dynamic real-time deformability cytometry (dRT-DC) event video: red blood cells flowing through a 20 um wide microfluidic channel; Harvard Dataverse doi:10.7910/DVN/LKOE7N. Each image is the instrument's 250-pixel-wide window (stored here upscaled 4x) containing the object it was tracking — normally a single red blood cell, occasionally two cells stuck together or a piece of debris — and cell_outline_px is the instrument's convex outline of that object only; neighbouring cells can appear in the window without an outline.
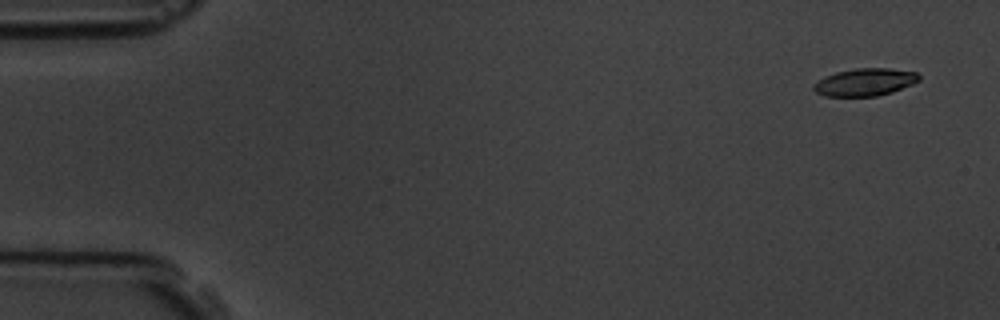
{"species": "common noctule bat (a hibernating species)", "species_latin": "Nyctalus noctula", "temperature_condition": "room temperature", "stored_images_in_passage": 5, "camera_frame_rate_fps": 3000, "um_per_image_px": 0.085, "animal": {"sex": "male", "body_mass_g": 19.5, "forearm_length_mm": 54.6}, "frame": {"image": 1, "passage_image": 1, "time_ms": 0.0, "image_size_px": [1000, 320], "cell_outline_px": [[920, 80], [912, 84], [892, 92], [876, 96], [824, 96], [816, 92], [812, 88], [812, 84], [824, 76], [836, 72], [856, 68], [888, 68], [916, 72], [920, 76]], "centroid_in_image_um": [73.49, 6.98], "position_along_channel_um": 11.5, "area_um2": 16.94}}
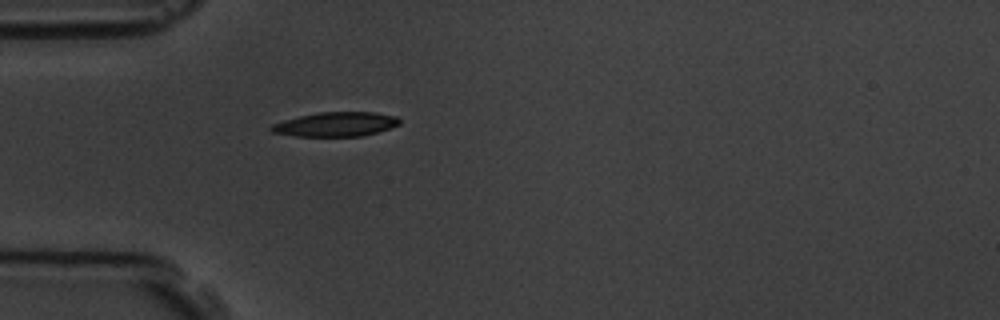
{"frame": {"image": 2, "passage_image": 5, "time_ms": 4.667, "image_size_px": [1000, 320], "cell_outline_px": [[400, 124], [364, 136], [296, 136], [272, 132], [268, 128], [272, 124], [284, 120], [316, 112], [376, 112], [396, 116], [400, 120]], "centroid_in_image_um": [28.53, 10.56], "position_along_channel_um": 56.5, "area_um2": 18.15}}